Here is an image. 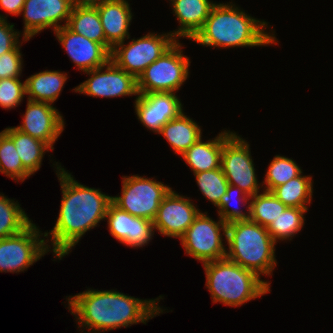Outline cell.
I'll return each mask as SVG.
<instances>
[{"mask_svg": "<svg viewBox=\"0 0 333 333\" xmlns=\"http://www.w3.org/2000/svg\"><path fill=\"white\" fill-rule=\"evenodd\" d=\"M30 223L19 203L0 194V239L20 233Z\"/></svg>", "mask_w": 333, "mask_h": 333, "instance_id": "obj_28", "label": "cell"}, {"mask_svg": "<svg viewBox=\"0 0 333 333\" xmlns=\"http://www.w3.org/2000/svg\"><path fill=\"white\" fill-rule=\"evenodd\" d=\"M308 208L287 207L280 215L271 222L267 231L272 239L277 243V240H291V237L297 234L304 226V214Z\"/></svg>", "mask_w": 333, "mask_h": 333, "instance_id": "obj_29", "label": "cell"}, {"mask_svg": "<svg viewBox=\"0 0 333 333\" xmlns=\"http://www.w3.org/2000/svg\"><path fill=\"white\" fill-rule=\"evenodd\" d=\"M67 299L69 311L72 310L71 314L78 316V324L94 331L93 333L127 328L139 322L146 324V321L163 312L157 306L159 298L141 300L116 290L89 289Z\"/></svg>", "mask_w": 333, "mask_h": 333, "instance_id": "obj_2", "label": "cell"}, {"mask_svg": "<svg viewBox=\"0 0 333 333\" xmlns=\"http://www.w3.org/2000/svg\"><path fill=\"white\" fill-rule=\"evenodd\" d=\"M0 172L22 182L31 176L23 167L13 141L3 131L0 132Z\"/></svg>", "mask_w": 333, "mask_h": 333, "instance_id": "obj_30", "label": "cell"}, {"mask_svg": "<svg viewBox=\"0 0 333 333\" xmlns=\"http://www.w3.org/2000/svg\"><path fill=\"white\" fill-rule=\"evenodd\" d=\"M66 27L74 33L100 43L106 49V38L97 7H74Z\"/></svg>", "mask_w": 333, "mask_h": 333, "instance_id": "obj_25", "label": "cell"}, {"mask_svg": "<svg viewBox=\"0 0 333 333\" xmlns=\"http://www.w3.org/2000/svg\"><path fill=\"white\" fill-rule=\"evenodd\" d=\"M67 75L60 71H43L25 80L28 100L52 104L62 91Z\"/></svg>", "mask_w": 333, "mask_h": 333, "instance_id": "obj_23", "label": "cell"}, {"mask_svg": "<svg viewBox=\"0 0 333 333\" xmlns=\"http://www.w3.org/2000/svg\"><path fill=\"white\" fill-rule=\"evenodd\" d=\"M6 17H4L3 15H0V19H5Z\"/></svg>", "mask_w": 333, "mask_h": 333, "instance_id": "obj_39", "label": "cell"}, {"mask_svg": "<svg viewBox=\"0 0 333 333\" xmlns=\"http://www.w3.org/2000/svg\"><path fill=\"white\" fill-rule=\"evenodd\" d=\"M25 94V82H20L19 77L0 79V106L4 109L20 105Z\"/></svg>", "mask_w": 333, "mask_h": 333, "instance_id": "obj_34", "label": "cell"}, {"mask_svg": "<svg viewBox=\"0 0 333 333\" xmlns=\"http://www.w3.org/2000/svg\"><path fill=\"white\" fill-rule=\"evenodd\" d=\"M200 212L194 222L180 238L187 255L192 256L203 264L226 258V248L222 243V234L226 238L227 224L219 217L215 222Z\"/></svg>", "mask_w": 333, "mask_h": 333, "instance_id": "obj_8", "label": "cell"}, {"mask_svg": "<svg viewBox=\"0 0 333 333\" xmlns=\"http://www.w3.org/2000/svg\"><path fill=\"white\" fill-rule=\"evenodd\" d=\"M268 24L235 7V4H215L202 29L192 39L213 47H253L277 43L274 34L264 32Z\"/></svg>", "mask_w": 333, "mask_h": 333, "instance_id": "obj_3", "label": "cell"}, {"mask_svg": "<svg viewBox=\"0 0 333 333\" xmlns=\"http://www.w3.org/2000/svg\"><path fill=\"white\" fill-rule=\"evenodd\" d=\"M178 41L139 75L137 78L139 94L174 93L188 78L191 62L182 54V46Z\"/></svg>", "mask_w": 333, "mask_h": 333, "instance_id": "obj_6", "label": "cell"}, {"mask_svg": "<svg viewBox=\"0 0 333 333\" xmlns=\"http://www.w3.org/2000/svg\"><path fill=\"white\" fill-rule=\"evenodd\" d=\"M312 187L311 176H303L301 173L271 192L287 207L308 208L305 205L311 203Z\"/></svg>", "mask_w": 333, "mask_h": 333, "instance_id": "obj_26", "label": "cell"}, {"mask_svg": "<svg viewBox=\"0 0 333 333\" xmlns=\"http://www.w3.org/2000/svg\"><path fill=\"white\" fill-rule=\"evenodd\" d=\"M174 15L177 17L180 27L172 35L177 39L186 37L192 40L202 29L213 6L216 3L209 0H170Z\"/></svg>", "mask_w": 333, "mask_h": 333, "instance_id": "obj_20", "label": "cell"}, {"mask_svg": "<svg viewBox=\"0 0 333 333\" xmlns=\"http://www.w3.org/2000/svg\"><path fill=\"white\" fill-rule=\"evenodd\" d=\"M158 134H162L171 145L175 154L179 153L180 155L202 137L201 128L198 124L183 112L162 126Z\"/></svg>", "mask_w": 333, "mask_h": 333, "instance_id": "obj_22", "label": "cell"}, {"mask_svg": "<svg viewBox=\"0 0 333 333\" xmlns=\"http://www.w3.org/2000/svg\"><path fill=\"white\" fill-rule=\"evenodd\" d=\"M73 5L71 0H25L21 13L24 20L23 41H28L42 30L53 27V31L66 26ZM60 21V22H59Z\"/></svg>", "mask_w": 333, "mask_h": 333, "instance_id": "obj_13", "label": "cell"}, {"mask_svg": "<svg viewBox=\"0 0 333 333\" xmlns=\"http://www.w3.org/2000/svg\"><path fill=\"white\" fill-rule=\"evenodd\" d=\"M199 213L188 197L171 189L160 203L153 225L162 235L181 238Z\"/></svg>", "mask_w": 333, "mask_h": 333, "instance_id": "obj_14", "label": "cell"}, {"mask_svg": "<svg viewBox=\"0 0 333 333\" xmlns=\"http://www.w3.org/2000/svg\"><path fill=\"white\" fill-rule=\"evenodd\" d=\"M250 199L249 220L266 228L287 208L272 192L265 190Z\"/></svg>", "mask_w": 333, "mask_h": 333, "instance_id": "obj_27", "label": "cell"}, {"mask_svg": "<svg viewBox=\"0 0 333 333\" xmlns=\"http://www.w3.org/2000/svg\"><path fill=\"white\" fill-rule=\"evenodd\" d=\"M180 99L171 92L139 94L135 100V112L143 126L159 133L162 126L178 117L183 111Z\"/></svg>", "mask_w": 333, "mask_h": 333, "instance_id": "obj_16", "label": "cell"}, {"mask_svg": "<svg viewBox=\"0 0 333 333\" xmlns=\"http://www.w3.org/2000/svg\"><path fill=\"white\" fill-rule=\"evenodd\" d=\"M20 45L12 51L0 55V79L18 78L22 73Z\"/></svg>", "mask_w": 333, "mask_h": 333, "instance_id": "obj_35", "label": "cell"}, {"mask_svg": "<svg viewBox=\"0 0 333 333\" xmlns=\"http://www.w3.org/2000/svg\"><path fill=\"white\" fill-rule=\"evenodd\" d=\"M3 132L13 141L23 167L32 175L41 167L45 151L52 148L45 142L22 133L15 127H9Z\"/></svg>", "mask_w": 333, "mask_h": 333, "instance_id": "obj_24", "label": "cell"}, {"mask_svg": "<svg viewBox=\"0 0 333 333\" xmlns=\"http://www.w3.org/2000/svg\"><path fill=\"white\" fill-rule=\"evenodd\" d=\"M54 33L71 60L83 72L105 66L110 60V53L100 43L74 33L66 26Z\"/></svg>", "mask_w": 333, "mask_h": 333, "instance_id": "obj_18", "label": "cell"}, {"mask_svg": "<svg viewBox=\"0 0 333 333\" xmlns=\"http://www.w3.org/2000/svg\"><path fill=\"white\" fill-rule=\"evenodd\" d=\"M239 192L241 195L240 200L243 202H249L250 196L244 193L239 187L229 184L226 193L221 197L220 202L216 205L218 207V214L220 218L229 224L235 221L249 220V205L247 206L248 212H242V210L237 209V207L230 209V204L234 193ZM239 199V198H238ZM232 207V206H231Z\"/></svg>", "mask_w": 333, "mask_h": 333, "instance_id": "obj_33", "label": "cell"}, {"mask_svg": "<svg viewBox=\"0 0 333 333\" xmlns=\"http://www.w3.org/2000/svg\"><path fill=\"white\" fill-rule=\"evenodd\" d=\"M105 219L108 220L110 234L126 246H145L154 234L153 221L132 216L112 202L107 208Z\"/></svg>", "mask_w": 333, "mask_h": 333, "instance_id": "obj_17", "label": "cell"}, {"mask_svg": "<svg viewBox=\"0 0 333 333\" xmlns=\"http://www.w3.org/2000/svg\"><path fill=\"white\" fill-rule=\"evenodd\" d=\"M14 24L7 23V19H0V55L12 51L20 42V33L14 31Z\"/></svg>", "mask_w": 333, "mask_h": 333, "instance_id": "obj_36", "label": "cell"}, {"mask_svg": "<svg viewBox=\"0 0 333 333\" xmlns=\"http://www.w3.org/2000/svg\"><path fill=\"white\" fill-rule=\"evenodd\" d=\"M226 240L229 251L226 258L245 269L271 275L277 262L275 241L266 227L251 220L235 221L227 224Z\"/></svg>", "mask_w": 333, "mask_h": 333, "instance_id": "obj_5", "label": "cell"}, {"mask_svg": "<svg viewBox=\"0 0 333 333\" xmlns=\"http://www.w3.org/2000/svg\"><path fill=\"white\" fill-rule=\"evenodd\" d=\"M203 266L206 272L205 285L213 303L222 302L237 307L270 291L269 282L227 258L210 261Z\"/></svg>", "mask_w": 333, "mask_h": 333, "instance_id": "obj_4", "label": "cell"}, {"mask_svg": "<svg viewBox=\"0 0 333 333\" xmlns=\"http://www.w3.org/2000/svg\"><path fill=\"white\" fill-rule=\"evenodd\" d=\"M233 134V132L224 131L214 138V140H208L207 142H202L201 138H199L181 156L194 173L220 168L223 144Z\"/></svg>", "mask_w": 333, "mask_h": 333, "instance_id": "obj_21", "label": "cell"}, {"mask_svg": "<svg viewBox=\"0 0 333 333\" xmlns=\"http://www.w3.org/2000/svg\"><path fill=\"white\" fill-rule=\"evenodd\" d=\"M32 222L20 233L0 239V272L24 271L45 255L50 247Z\"/></svg>", "mask_w": 333, "mask_h": 333, "instance_id": "obj_10", "label": "cell"}, {"mask_svg": "<svg viewBox=\"0 0 333 333\" xmlns=\"http://www.w3.org/2000/svg\"><path fill=\"white\" fill-rule=\"evenodd\" d=\"M97 10L106 38V50L111 54L117 44L130 38L131 9L126 0H106L97 6Z\"/></svg>", "mask_w": 333, "mask_h": 333, "instance_id": "obj_19", "label": "cell"}, {"mask_svg": "<svg viewBox=\"0 0 333 333\" xmlns=\"http://www.w3.org/2000/svg\"><path fill=\"white\" fill-rule=\"evenodd\" d=\"M56 172L62 188V201L56 224L51 232L44 233V237L52 236V250L61 260L88 230L105 219L112 196L81 185L59 165Z\"/></svg>", "mask_w": 333, "mask_h": 333, "instance_id": "obj_1", "label": "cell"}, {"mask_svg": "<svg viewBox=\"0 0 333 333\" xmlns=\"http://www.w3.org/2000/svg\"><path fill=\"white\" fill-rule=\"evenodd\" d=\"M105 66L85 72L91 77L77 86L75 92L105 98L139 95L134 75L119 68L111 59Z\"/></svg>", "mask_w": 333, "mask_h": 333, "instance_id": "obj_12", "label": "cell"}, {"mask_svg": "<svg viewBox=\"0 0 333 333\" xmlns=\"http://www.w3.org/2000/svg\"><path fill=\"white\" fill-rule=\"evenodd\" d=\"M122 179V196L111 197V202L132 216L153 221L160 203L172 188L138 175Z\"/></svg>", "mask_w": 333, "mask_h": 333, "instance_id": "obj_7", "label": "cell"}, {"mask_svg": "<svg viewBox=\"0 0 333 333\" xmlns=\"http://www.w3.org/2000/svg\"><path fill=\"white\" fill-rule=\"evenodd\" d=\"M302 173L301 168L290 158L276 155L271 161L265 181V191L271 192L275 187L285 184L292 178L299 176Z\"/></svg>", "mask_w": 333, "mask_h": 333, "instance_id": "obj_31", "label": "cell"}, {"mask_svg": "<svg viewBox=\"0 0 333 333\" xmlns=\"http://www.w3.org/2000/svg\"><path fill=\"white\" fill-rule=\"evenodd\" d=\"M249 144L234 133L224 144L221 168L228 184L239 187L247 195L259 193V184L249 151Z\"/></svg>", "mask_w": 333, "mask_h": 333, "instance_id": "obj_11", "label": "cell"}, {"mask_svg": "<svg viewBox=\"0 0 333 333\" xmlns=\"http://www.w3.org/2000/svg\"><path fill=\"white\" fill-rule=\"evenodd\" d=\"M176 41L172 33L167 35L149 33L139 39H132L127 45H124V41L117 44L112 49L110 59L119 68L138 78L145 68L156 61Z\"/></svg>", "mask_w": 333, "mask_h": 333, "instance_id": "obj_9", "label": "cell"}, {"mask_svg": "<svg viewBox=\"0 0 333 333\" xmlns=\"http://www.w3.org/2000/svg\"><path fill=\"white\" fill-rule=\"evenodd\" d=\"M194 175L202 194L216 206L229 185L222 168L194 173Z\"/></svg>", "mask_w": 333, "mask_h": 333, "instance_id": "obj_32", "label": "cell"}, {"mask_svg": "<svg viewBox=\"0 0 333 333\" xmlns=\"http://www.w3.org/2000/svg\"><path fill=\"white\" fill-rule=\"evenodd\" d=\"M25 0H0V7L12 15H20Z\"/></svg>", "mask_w": 333, "mask_h": 333, "instance_id": "obj_37", "label": "cell"}, {"mask_svg": "<svg viewBox=\"0 0 333 333\" xmlns=\"http://www.w3.org/2000/svg\"><path fill=\"white\" fill-rule=\"evenodd\" d=\"M27 101L23 124L15 128L45 142L53 150V144L64 130L62 115L50 103Z\"/></svg>", "mask_w": 333, "mask_h": 333, "instance_id": "obj_15", "label": "cell"}, {"mask_svg": "<svg viewBox=\"0 0 333 333\" xmlns=\"http://www.w3.org/2000/svg\"><path fill=\"white\" fill-rule=\"evenodd\" d=\"M106 0H71L74 7H97Z\"/></svg>", "mask_w": 333, "mask_h": 333, "instance_id": "obj_38", "label": "cell"}]
</instances>
